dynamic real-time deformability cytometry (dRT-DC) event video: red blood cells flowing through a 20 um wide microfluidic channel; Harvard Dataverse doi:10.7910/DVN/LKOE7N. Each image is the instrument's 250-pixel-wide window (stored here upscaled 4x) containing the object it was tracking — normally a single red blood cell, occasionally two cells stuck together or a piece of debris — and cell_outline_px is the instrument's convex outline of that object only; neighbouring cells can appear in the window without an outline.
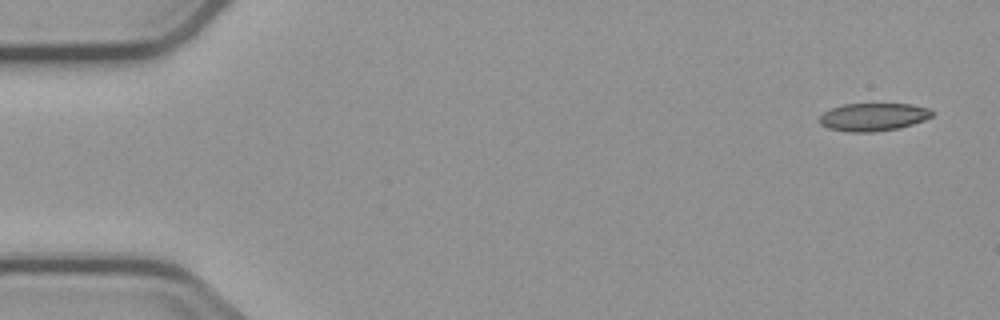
{"species": "common noctule bat (a hibernating species)", "species_latin": "Nyctalus noctula", "temperature_condition": "cold", "stored_images_in_passage": 5, "camera_frame_rate_fps": 3000, "um_per_image_px": 0.085, "animal": {"sex": "male", "body_mass_g": 23.1, "forearm_length_mm": 52.7}, "frame": {"image": 1, "passage_image": 1, "time_ms": 0.0, "image_size_px": [1000, 320], "cell_outline_px": [[936, 112], [932, 116], [924, 120], [900, 128], [872, 132], [848, 132], [828, 128], [820, 124], [820, 116], [824, 112], [832, 108], [844, 104], [912, 104], [928, 108]], "centroid_in_image_um": [74.25, 9.94], "position_along_channel_um": 10.7, "area_um2": 18.32}}
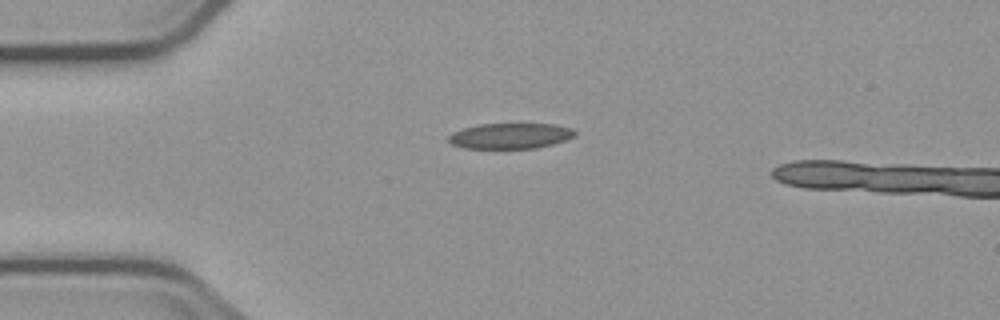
{"frame": {"image": 2, "passage_image": 4, "time_ms": 3.667, "image_size_px": [1000, 320], "cell_outline_px": [[576, 136], [552, 144], [536, 148], [464, 148], [452, 144], [448, 140], [448, 136], [452, 132], [464, 128], [480, 124], [556, 124], [572, 128], [576, 132]], "centroid_in_image_um": [43.39, 11.54], "position_along_channel_um": 41.6, "area_um2": 18.79}}